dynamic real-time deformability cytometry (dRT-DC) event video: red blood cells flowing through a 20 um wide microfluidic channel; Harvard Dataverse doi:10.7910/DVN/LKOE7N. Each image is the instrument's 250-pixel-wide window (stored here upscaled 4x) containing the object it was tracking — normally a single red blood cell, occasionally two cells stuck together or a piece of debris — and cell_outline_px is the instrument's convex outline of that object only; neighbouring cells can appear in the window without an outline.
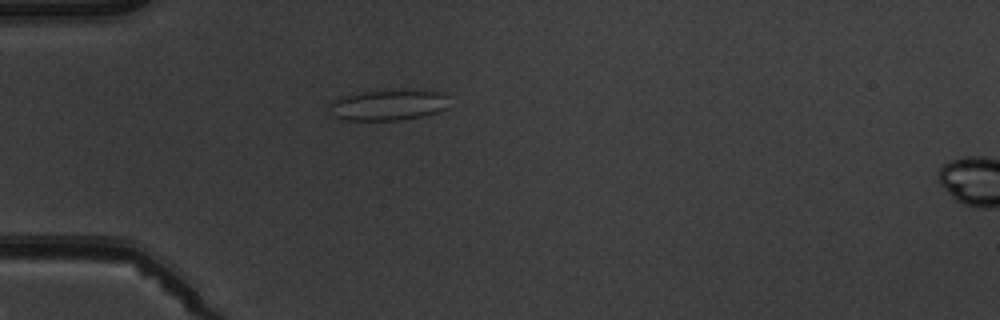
{"species": "common noctule bat (a hibernating species)", "species_latin": "Nyctalus noctula", "temperature_condition": "warm", "stored_images_in_passage": 5, "camera_frame_rate_fps": 3000, "um_per_image_px": 0.085, "animal": {"sex": "male", "body_mass_g": 19.5, "forearm_length_mm": 54.6}, "frame": {"image": 1, "passage_image": 4, "time_ms": 4.333, "image_size_px": [1000, 320], "cell_outline_px": [[448, 108], [424, 116], [400, 120], [348, 120], [336, 116], [328, 112], [328, 104], [340, 96], [364, 92], [404, 88], [428, 88], [444, 92]], "centroid_in_image_um": [33.05, 8.88], "position_along_channel_um": 51.9, "area_um2": 22.25}}